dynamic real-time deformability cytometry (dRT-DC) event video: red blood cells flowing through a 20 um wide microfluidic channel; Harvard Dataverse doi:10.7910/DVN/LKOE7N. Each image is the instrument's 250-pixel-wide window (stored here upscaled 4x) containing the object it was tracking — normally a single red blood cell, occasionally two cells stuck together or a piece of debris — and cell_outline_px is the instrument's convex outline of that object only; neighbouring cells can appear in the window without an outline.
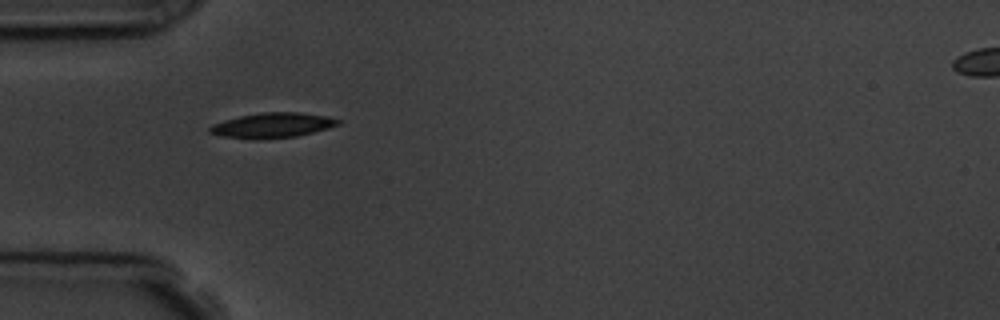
{"species": "common noctule bat (a hibernating species)", "species_latin": "Nyctalus noctula", "temperature_condition": "room temperature", "stored_images_in_passage": 7, "camera_frame_rate_fps": 3000, "um_per_image_px": 0.085, "animal": {"sex": "male", "body_mass_g": 19.5, "forearm_length_mm": 54.6}, "frame": {"image": 1, "passage_image": 1, "time_ms": 0.0, "image_size_px": [1000, 320], "cell_outline_px": [[340, 124], [328, 128], [296, 136], [256, 140], [252, 140], [220, 136], [208, 132], [208, 128], [212, 124], [224, 120], [240, 116], [260, 112], [300, 112], [328, 116], [340, 120]], "centroid_in_image_um": [23.11, 10.65], "position_along_channel_um": 61.9, "area_um2": 18.9}}
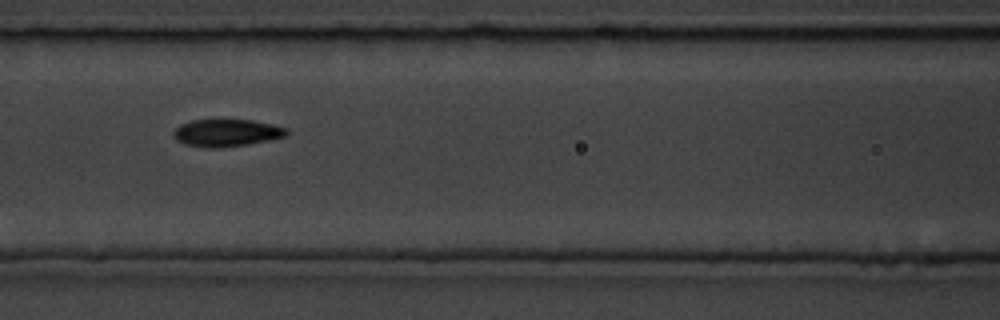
{"frame": {"image": 2, "passage_image": 3, "time_ms": 2.333, "image_size_px": [1000, 320], "cell_outline_px": [[288, 136], [248, 144], [216, 148], [208, 148], [184, 144], [176, 140], [172, 136], [172, 132], [180, 124], [192, 120], [216, 116], [252, 120], [272, 124], [288, 128]], "centroid_in_image_um": [19.22, 11.24], "position_along_channel_um": 147.4, "area_um2": 18.96}}
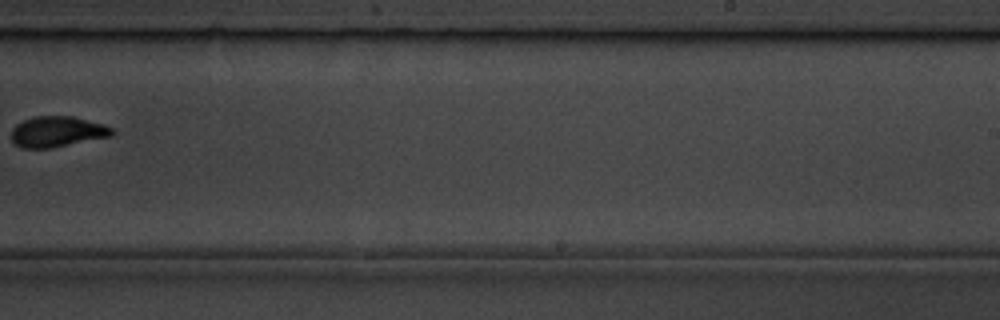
{"frame": {"image": 3, "passage_image": 6, "time_ms": 6.0, "image_size_px": [1000, 320], "cell_outline_px": [[116, 132], [112, 136], [52, 148], [20, 148], [12, 140], [12, 128], [16, 124], [32, 116], [72, 116], [104, 124], [112, 128]], "centroid_in_image_um": [4.88, 11.19], "position_along_channel_um": 284.1, "area_um2": 18.15}}